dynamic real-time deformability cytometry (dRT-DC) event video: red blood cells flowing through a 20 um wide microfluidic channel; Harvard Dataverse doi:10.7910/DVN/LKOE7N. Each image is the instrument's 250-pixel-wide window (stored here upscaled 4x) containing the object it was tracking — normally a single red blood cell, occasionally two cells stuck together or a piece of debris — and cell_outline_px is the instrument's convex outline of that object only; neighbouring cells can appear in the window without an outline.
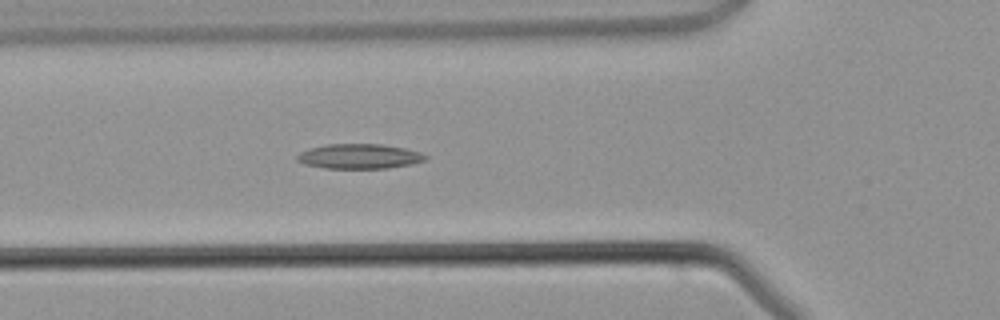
{"species": "common noctule bat (a hibernating species)", "species_latin": "Nyctalus noctula", "temperature_condition": "warm", "stored_images_in_passage": 34, "camera_frame_rate_fps": 3000, "um_per_image_px": 0.085, "animal": {"sex": "male", "body_mass_g": 21.5, "forearm_length_mm": 52.0}, "frame": {"image": 1, "passage_image": 7, "time_ms": 2.0, "image_size_px": [1000, 320], "cell_outline_px": [[428, 156], [424, 160], [412, 164], [388, 168], [324, 168], [304, 164], [296, 160], [296, 156], [300, 152], [308, 148], [328, 144], [380, 144], [404, 148], [420, 152]], "centroid_in_image_um": [30.51, 13.29], "position_along_channel_um": 95.3, "area_um2": 18.55}}
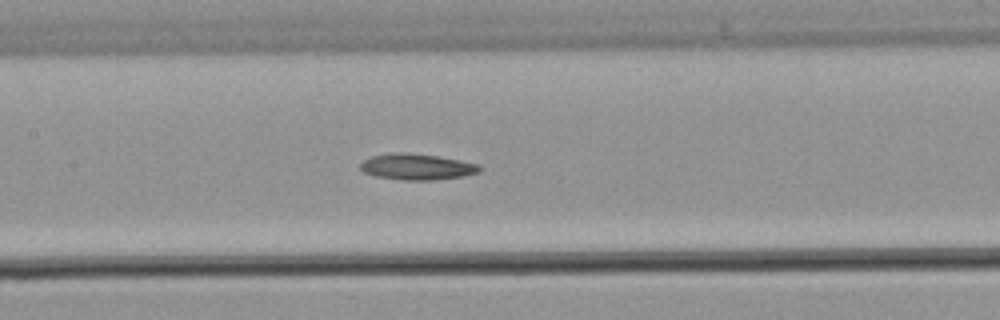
{"frame": {"image": 2, "passage_image": 12, "time_ms": 3.667, "image_size_px": [1000, 320], "cell_outline_px": [[484, 168], [480, 172], [464, 176], [432, 180], [404, 180], [376, 176], [364, 172], [360, 168], [360, 164], [364, 160], [372, 156], [392, 152], [408, 152], [436, 156], [480, 164]], "centroid_in_image_um": [35.47, 14.17], "position_along_channel_um": 171.9, "area_um2": 18.15}}
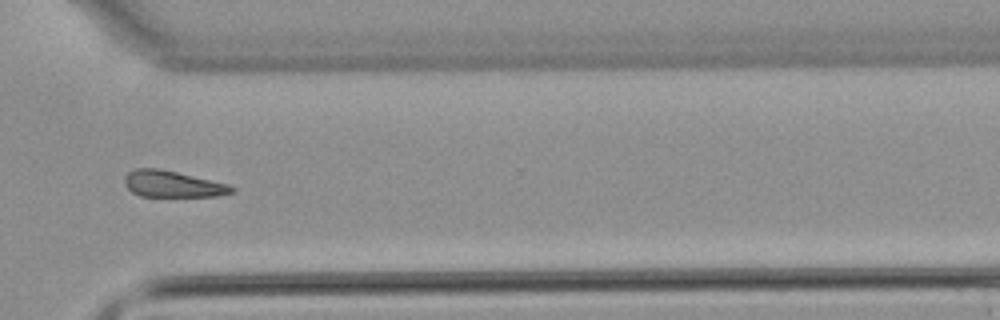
{"frame": {"image": 3, "passage_image": 24, "time_ms": 7.667, "image_size_px": [1000, 320], "cell_outline_px": [[236, 192], [220, 196], [140, 196], [132, 192], [124, 184], [124, 176], [128, 172], [136, 168], [160, 168], [228, 184], [236, 188]], "centroid_in_image_um": [14.68, 15.64], "position_along_channel_um": 355.9, "area_um2": 16.59}}